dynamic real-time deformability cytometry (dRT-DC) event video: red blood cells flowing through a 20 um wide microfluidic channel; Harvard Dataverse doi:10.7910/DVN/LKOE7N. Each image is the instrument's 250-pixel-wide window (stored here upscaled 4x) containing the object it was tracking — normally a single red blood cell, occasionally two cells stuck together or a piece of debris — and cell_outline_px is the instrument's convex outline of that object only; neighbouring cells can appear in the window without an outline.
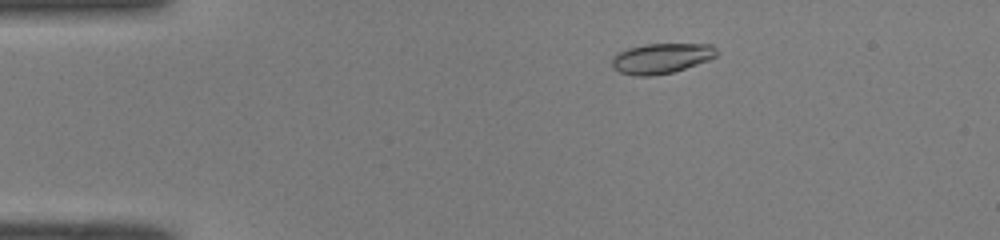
{"species": "common noctule bat (a hibernating species)", "species_latin": "Nyctalus noctula", "temperature_condition": "room temperature", "stored_images_in_passage": 48, "camera_frame_rate_fps": 3000, "um_per_image_px": 0.085, "animal": {"sex": "male", "body_mass_g": 19.0, "forearm_length_mm": 50.8}, "frame": {"image": 1, "passage_image": 7, "time_ms": 2.0, "image_size_px": [1000, 240], "cell_outline_px": [[720, 52], [716, 56], [708, 60], [672, 72], [652, 76], [632, 76], [620, 72], [612, 68], [612, 56], [616, 52], [628, 48], [644, 44], [712, 44]], "centroid_in_image_um": [56.18, 4.95], "position_along_channel_um": 28.8, "area_um2": 18.61}}
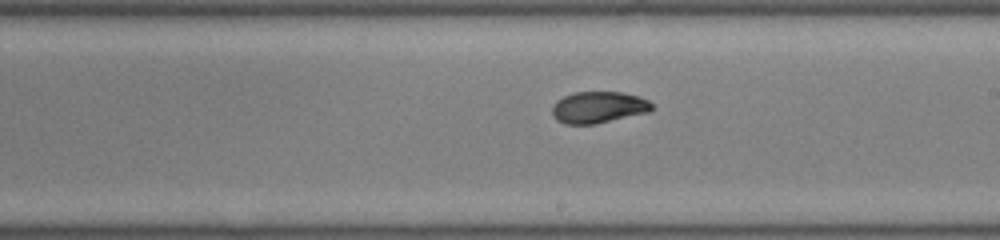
{"frame": {"image": 2, "passage_image": 27, "time_ms": 8.667, "image_size_px": [1000, 240], "cell_outline_px": [[652, 108], [648, 112], [596, 124], [564, 124], [556, 120], [552, 116], [552, 108], [556, 100], [572, 92], [620, 92], [640, 96], [648, 100], [652, 104]], "centroid_in_image_um": [50.83, 9.12], "position_along_channel_um": 238.2, "area_um2": 18.44}}
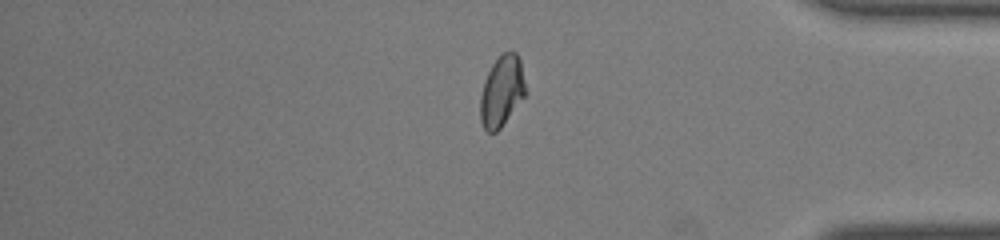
{"frame": {"image": 3, "passage_image": 40, "time_ms": 13.0, "image_size_px": [1000, 240], "cell_outline_px": [[528, 92], [500, 128], [496, 132], [488, 132], [484, 128], [480, 120], [480, 96], [484, 80], [492, 64], [504, 52], [516, 52], [520, 60]], "centroid_in_image_um": [42.66, 7.75], "position_along_channel_um": 392.5, "area_um2": 18.73}, "authors_computed_cell_mechanics": {"area_um2": 18.6116, "velocity_mm_per_s": 4.0741, "shape_relaxation_time_tau1_ms": 6.239, "shape_relaxation_time_tau2_ms": 1.1548, "deformation_change_tau1": 0.2271, "deformation_change_tau2": 0.0481}}